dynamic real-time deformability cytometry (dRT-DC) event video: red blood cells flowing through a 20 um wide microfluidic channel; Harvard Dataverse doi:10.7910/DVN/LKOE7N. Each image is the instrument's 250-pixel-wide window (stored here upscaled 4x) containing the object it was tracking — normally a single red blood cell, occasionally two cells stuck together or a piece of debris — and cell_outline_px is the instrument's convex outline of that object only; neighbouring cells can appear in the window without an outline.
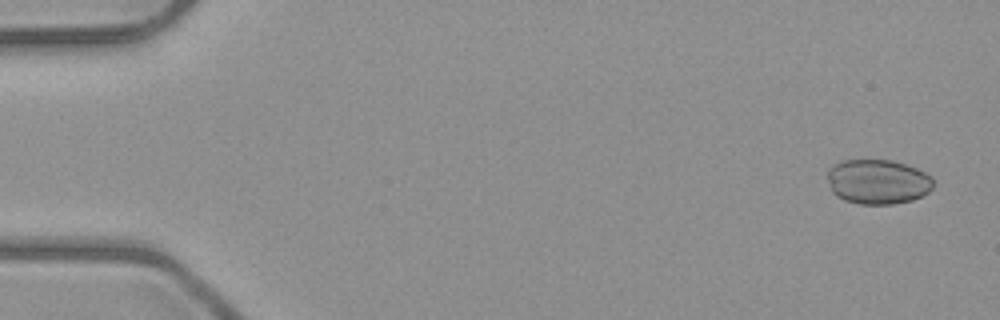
{"species": "common noctule bat (a hibernating species)", "species_latin": "Nyctalus noctula", "temperature_condition": "room temperature", "stored_images_in_passage": 6, "camera_frame_rate_fps": 3000, "um_per_image_px": 0.085, "animal": {"sex": "male", "body_mass_g": 23.1, "forearm_length_mm": 52.7}, "frame": {"image": 1, "passage_image": 1, "time_ms": 0.0, "image_size_px": [1000, 320], "cell_outline_px": [[932, 188], [928, 192], [912, 200], [892, 204], [860, 204], [844, 200], [836, 196], [832, 192], [828, 180], [828, 168], [832, 164], [840, 160], [892, 160], [916, 168], [932, 176]], "centroid_in_image_um": [74.58, 15.44], "position_along_channel_um": 10.4, "area_um2": 27.69}}
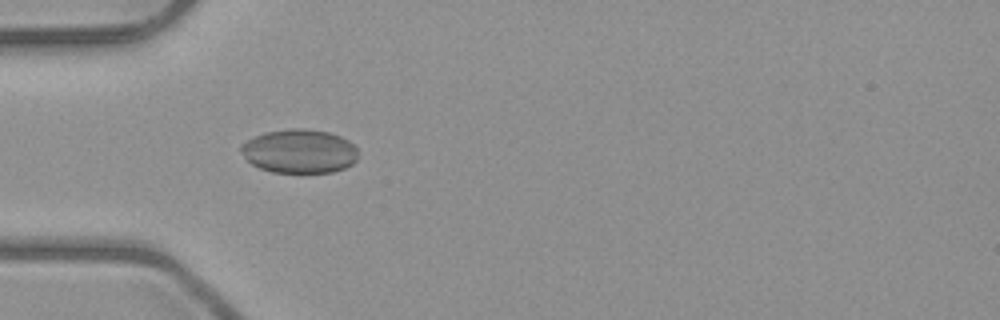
{"frame": {"image": 2, "passage_image": 5, "time_ms": 4.667, "image_size_px": [1000, 320], "cell_outline_px": [[356, 160], [352, 164], [344, 168], [332, 172], [272, 172], [260, 168], [252, 164], [244, 156], [240, 148], [240, 144], [256, 136], [268, 132], [292, 128], [304, 128], [328, 132], [340, 136], [348, 140], [356, 148]], "centroid_in_image_um": [25.45, 12.85], "position_along_channel_um": 59.6, "area_um2": 29.65}}
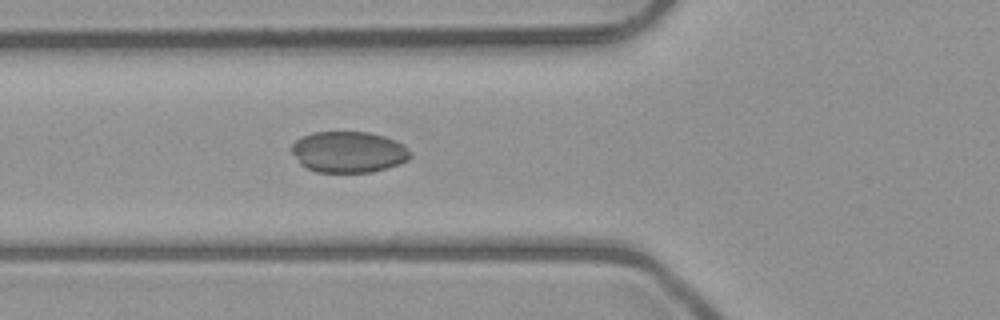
{"frame": {"image": 3, "passage_image": 6, "time_ms": 5.667, "image_size_px": [1000, 320], "cell_outline_px": [[412, 156], [408, 160], [400, 164], [372, 172], [316, 172], [300, 164], [292, 152], [292, 144], [296, 140], [312, 132], [368, 132], [384, 136], [396, 140], [404, 144], [412, 152]], "centroid_in_image_um": [29.67, 12.92], "position_along_channel_um": 96.1, "area_um2": 28.61}}